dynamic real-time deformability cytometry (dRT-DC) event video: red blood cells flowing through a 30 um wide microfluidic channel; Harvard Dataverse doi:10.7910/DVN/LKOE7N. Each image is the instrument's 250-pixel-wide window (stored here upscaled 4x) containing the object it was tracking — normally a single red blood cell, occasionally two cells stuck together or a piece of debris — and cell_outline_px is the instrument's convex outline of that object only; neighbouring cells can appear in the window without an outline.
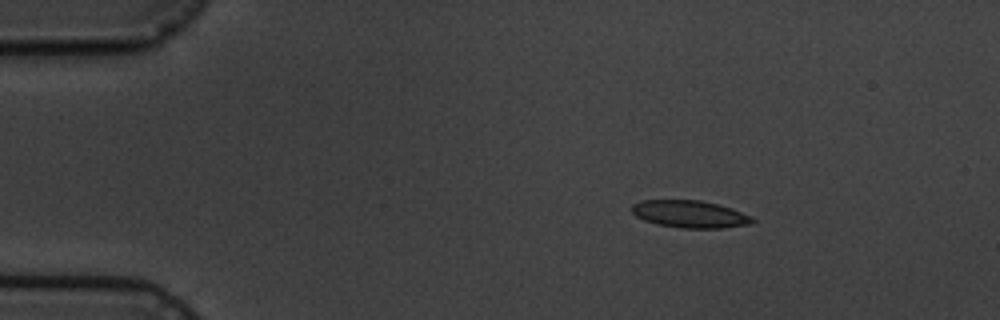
{"species": "common noctule bat (a hibernating species)", "species_latin": "Nyctalus noctula", "temperature_condition": "cold", "stored_images_in_passage": 4, "camera_frame_rate_fps": 3000, "um_per_image_px": 0.085, "animal": {"sex": "male", "body_mass_g": 19.5, "forearm_length_mm": 54.6}, "frame": {"image": 1, "passage_image": 2, "time_ms": 1.0, "image_size_px": [1000, 320], "cell_outline_px": [[756, 220], [752, 224], [720, 228], [680, 228], [660, 224], [644, 220], [636, 216], [632, 212], [632, 204], [640, 200], [700, 200], [732, 208], [752, 216]], "centroid_in_image_um": [58.66, 18.19], "position_along_channel_um": 26.3, "area_um2": 19.19}}